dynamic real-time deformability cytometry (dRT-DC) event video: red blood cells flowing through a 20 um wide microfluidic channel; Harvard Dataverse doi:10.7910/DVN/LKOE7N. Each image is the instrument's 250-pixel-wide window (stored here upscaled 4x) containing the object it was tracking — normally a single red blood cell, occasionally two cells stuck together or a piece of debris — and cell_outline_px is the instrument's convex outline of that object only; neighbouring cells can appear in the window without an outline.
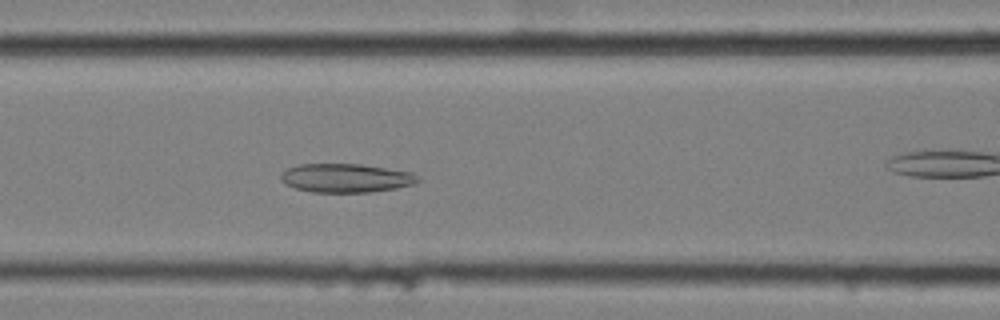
{"species": "common noctule bat (a hibernating species)", "species_latin": "Nyctalus noctula", "temperature_condition": "cold", "stored_images_in_passage": 8, "camera_frame_rate_fps": 3000, "um_per_image_px": 0.085, "animal": {"sex": "female", "body_mass_g": 25.1}, "frame": {"image": 1, "passage_image": 7, "time_ms": 2.0, "image_size_px": [1000, 320], "cell_outline_px": [[420, 180], [416, 184], [396, 188], [372, 192], [312, 192], [296, 188], [284, 184], [280, 180], [280, 172], [288, 168], [300, 164], [360, 164], [412, 172], [420, 176]], "centroid_in_image_um": [29.41, 15.13], "position_along_channel_um": 137.2, "area_um2": 23.18}}